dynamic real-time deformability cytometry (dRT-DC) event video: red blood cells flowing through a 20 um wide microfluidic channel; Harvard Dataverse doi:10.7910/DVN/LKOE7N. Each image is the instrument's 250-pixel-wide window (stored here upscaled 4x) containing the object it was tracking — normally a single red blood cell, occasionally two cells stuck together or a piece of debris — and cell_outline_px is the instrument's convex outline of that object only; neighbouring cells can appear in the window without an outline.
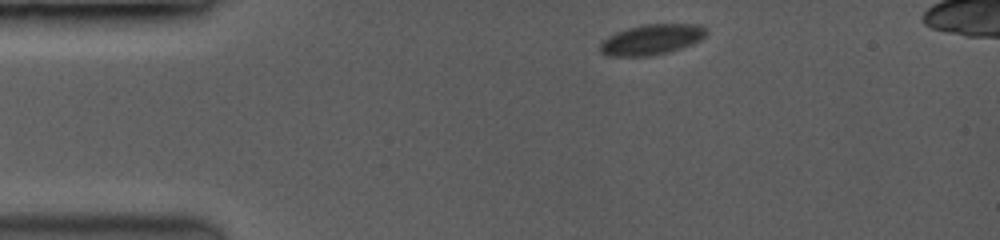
{"species": "common noctule bat (a hibernating species)", "species_latin": "Nyctalus noctula", "temperature_condition": "room temperature", "stored_images_in_passage": 8, "camera_frame_rate_fps": 3500, "um_per_image_px": 0.085, "animal": {"sex": "female", "body_mass_g": 19.0, "forearm_length_mm": 53.3}, "frame": {"image": 1, "passage_image": 1, "time_ms": 0.0, "image_size_px": [1000, 240], "cell_outline_px": [[704, 36], [700, 40], [664, 52], [648, 56], [612, 56], [600, 52], [600, 44], [608, 36], [616, 32], [628, 28], [644, 24], [688, 24], [704, 28]], "centroid_in_image_um": [55.28, 3.35], "position_along_channel_um": 29.7, "area_um2": 18.03}}
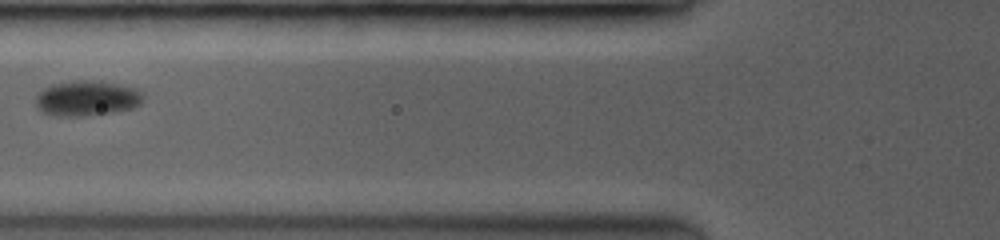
{"frame": {"image": 2, "passage_image": 6, "time_ms": 3.714, "image_size_px": [1000, 240], "cell_outline_px": [[140, 104], [132, 108], [108, 112], [80, 116], [72, 116], [44, 112], [36, 104], [36, 100], [40, 92], [44, 88], [52, 84], [80, 80], [88, 80], [116, 84], [132, 88], [140, 96]], "centroid_in_image_um": [7.33, 8.34], "position_along_channel_um": 118.5, "area_um2": 20.87}}
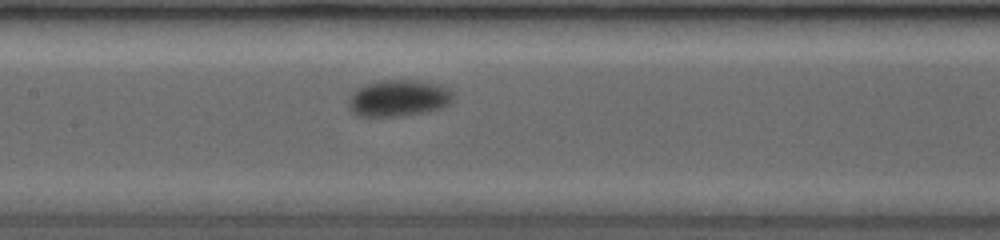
{"frame": {"image": 3, "passage_image": 8, "time_ms": 5.143, "image_size_px": [1000, 240], "cell_outline_px": [[448, 100], [444, 104], [436, 108], [420, 112], [392, 116], [356, 116], [352, 108], [352, 96], [364, 84], [380, 80], [416, 80], [448, 88]], "centroid_in_image_um": [33.79, 8.32], "position_along_channel_um": 173.6, "area_um2": 20.75}}